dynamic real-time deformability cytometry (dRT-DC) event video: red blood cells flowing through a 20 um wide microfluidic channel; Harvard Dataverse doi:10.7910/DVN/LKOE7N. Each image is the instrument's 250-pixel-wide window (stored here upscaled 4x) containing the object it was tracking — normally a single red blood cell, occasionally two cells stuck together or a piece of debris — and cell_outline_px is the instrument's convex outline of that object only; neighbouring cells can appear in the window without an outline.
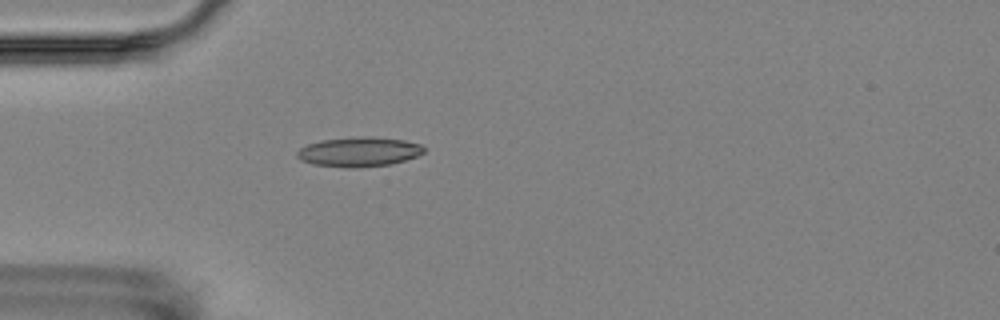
{"species": "Egyptian fruit bat (a non-hibernating species)", "species_latin": "Rousettus aegyptiacus", "temperature_condition": "room temperature", "stored_images_in_passage": 5, "camera_frame_rate_fps": 3000, "um_per_image_px": 0.085, "animal": {"sex": "female"}, "frame": {"image": 1, "passage_image": 5, "time_ms": 4.667, "image_size_px": [1000, 320], "cell_outline_px": [[424, 152], [416, 156], [392, 164], [356, 168], [344, 168], [312, 164], [300, 160], [296, 156], [296, 152], [300, 148], [308, 144], [320, 140], [360, 136], [372, 136], [404, 140], [420, 144], [424, 148]], "centroid_in_image_um": [30.48, 12.91], "position_along_channel_um": 54.5, "area_um2": 22.08}}